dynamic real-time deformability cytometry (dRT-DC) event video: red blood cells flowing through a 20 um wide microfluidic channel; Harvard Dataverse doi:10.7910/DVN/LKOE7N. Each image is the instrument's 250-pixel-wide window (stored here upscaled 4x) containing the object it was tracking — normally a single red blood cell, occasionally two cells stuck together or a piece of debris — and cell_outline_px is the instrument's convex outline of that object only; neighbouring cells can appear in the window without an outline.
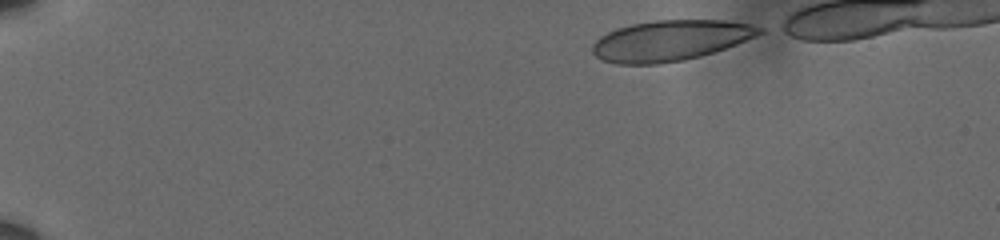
{"species": "human", "species_latin": "Homo sapiens", "temperature_condition": "cold", "stored_images_in_passage": 17, "camera_frame_rate_fps": 3000, "um_per_image_px": 0.085, "donor": {"sex": "male"}, "frame": {"image": 1, "passage_image": 1, "time_ms": 0.0, "image_size_px": [1000, 240], "cell_outline_px": [[764, 32], [756, 36], [736, 44], [700, 56], [684, 60], [656, 64], [616, 64], [604, 60], [596, 56], [592, 52], [592, 44], [600, 36], [616, 28], [632, 24], [656, 20], [724, 20], [748, 24], [764, 28]], "centroid_in_image_um": [56.96, 3.44], "position_along_channel_um": 28.0, "area_um2": 39.3}}
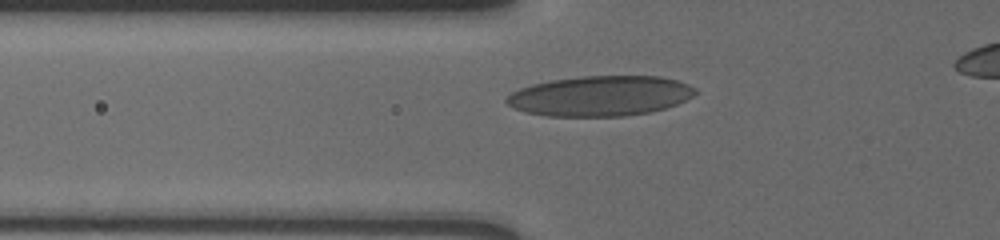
{"frame": {"image": 2, "passage_image": 13, "time_ms": 4.0, "image_size_px": [1000, 240], "cell_outline_px": [[700, 92], [676, 104], [664, 108], [648, 112], [624, 116], [548, 116], [528, 112], [516, 108], [508, 104], [504, 100], [512, 92], [520, 88], [532, 84], [552, 80], [580, 76], [660, 76], [676, 80], [688, 84], [696, 88]], "centroid_in_image_um": [51.04, 8.14], "position_along_channel_um": 74.8, "area_um2": 43.99}}
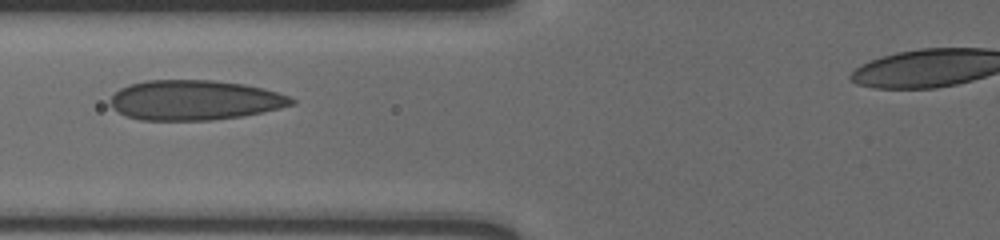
{"frame": {"image": 3, "passage_image": 15, "time_ms": 4.667, "image_size_px": [1000, 240], "cell_outline_px": [[296, 104], [280, 108], [240, 116], [212, 120], [140, 120], [124, 116], [112, 108], [108, 104], [108, 100], [120, 88], [128, 84], [144, 80], [212, 80], [244, 84], [264, 88], [288, 96], [296, 100]], "centroid_in_image_um": [16.49, 8.51], "position_along_channel_um": 109.3, "area_um2": 42.43}}